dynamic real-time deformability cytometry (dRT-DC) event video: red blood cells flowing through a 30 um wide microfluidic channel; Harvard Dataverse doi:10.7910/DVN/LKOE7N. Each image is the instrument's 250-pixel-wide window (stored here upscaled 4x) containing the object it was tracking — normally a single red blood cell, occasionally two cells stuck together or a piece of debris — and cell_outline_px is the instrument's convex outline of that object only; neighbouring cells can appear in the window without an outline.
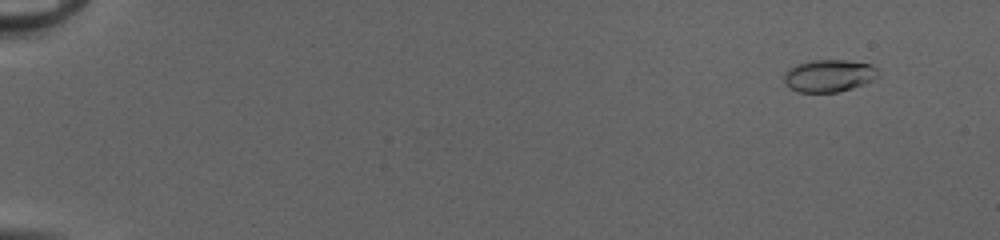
{"species": "common noctule bat (a hibernating species)", "species_latin": "Nyctalus noctula", "temperature_condition": "cold", "stored_images_in_passage": 53, "camera_frame_rate_fps": 3000, "um_per_image_px": 0.085, "animal": {"sex": "female", "body_mass_g": 20.0, "forearm_length_mm": 54.0}, "frame": {"image": 1, "passage_image": 5, "time_ms": 1.333, "image_size_px": [1000, 240], "cell_outline_px": [[880, 72], [872, 80], [864, 84], [852, 88], [836, 92], [796, 92], [788, 88], [784, 84], [784, 72], [788, 68], [796, 64], [812, 60], [844, 60], [872, 64]], "centroid_in_image_um": [70.41, 6.44], "position_along_channel_um": 14.6, "area_um2": 17.92}}
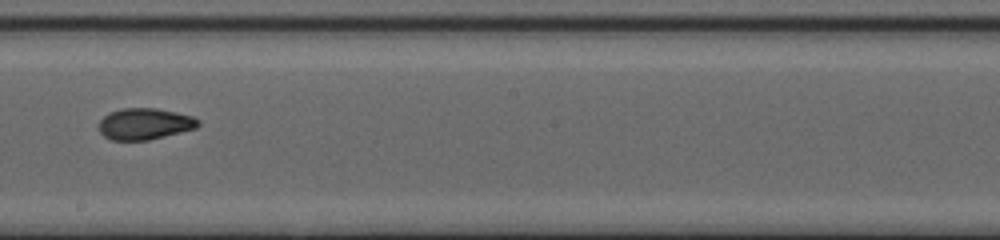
{"frame": {"image": 2, "passage_image": 33, "time_ms": 10.667, "image_size_px": [1000, 240], "cell_outline_px": [[200, 124], [196, 128], [148, 140], [112, 140], [104, 136], [100, 132], [100, 120], [108, 112], [120, 108], [156, 108], [176, 112], [192, 116], [200, 120]], "centroid_in_image_um": [12.3, 10.52], "position_along_channel_um": 235.9, "area_um2": 18.15}}
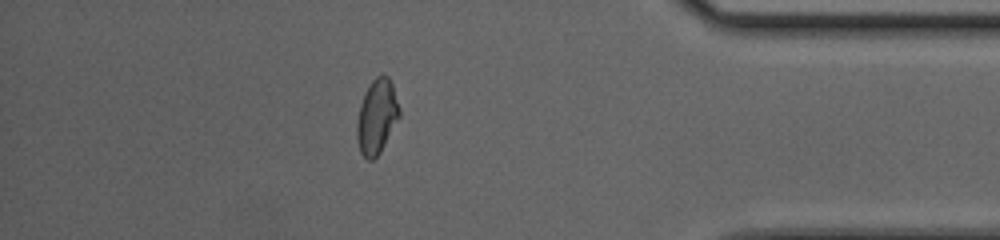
{"frame": {"image": 3, "passage_image": 47, "time_ms": 15.333, "image_size_px": [1000, 240], "cell_outline_px": [[400, 116], [380, 152], [372, 160], [368, 160], [360, 152], [356, 136], [356, 124], [360, 104], [364, 92], [372, 80], [376, 76], [388, 76], [392, 84], [400, 108]], "centroid_in_image_um": [32.01, 9.91], "position_along_channel_um": 403.2, "area_um2": 18.38}, "authors_computed_cell_mechanics": {"area_um2": 18.1492, "velocity_mm_per_s": 4.1538, "shape_relaxation_time_tau1_ms": 6.2505, "shape_relaxation_time_tau2_ms": 1.7132, "deformation_change_tau1": 0.1883, "deformation_change_tau2": 0.059}}